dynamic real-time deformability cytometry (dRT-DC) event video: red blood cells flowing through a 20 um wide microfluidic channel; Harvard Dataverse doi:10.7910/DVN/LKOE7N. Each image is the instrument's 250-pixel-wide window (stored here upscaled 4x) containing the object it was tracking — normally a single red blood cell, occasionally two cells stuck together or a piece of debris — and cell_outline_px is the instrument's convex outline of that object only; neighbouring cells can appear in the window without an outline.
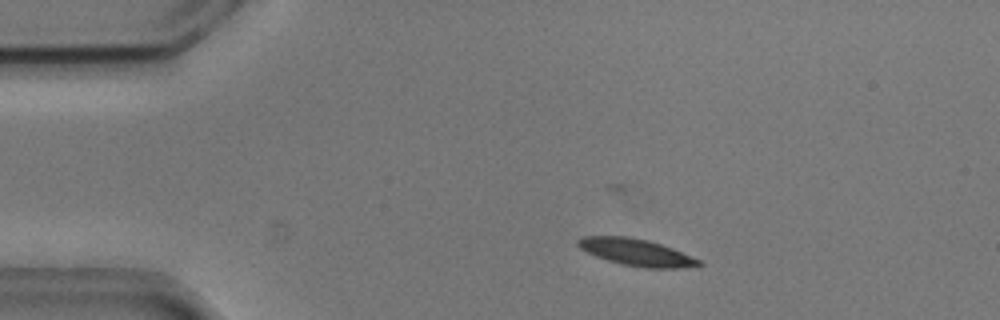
{"species": "common noctule bat (a hibernating species)", "species_latin": "Nyctalus noctula", "temperature_condition": "cold", "stored_images_in_passage": 53, "camera_frame_rate_fps": 3000, "um_per_image_px": 0.085, "animal": {"sex": "male", "body_mass_g": 20.5, "forearm_length_mm": 52.5}, "frame": {"image": 1, "passage_image": 9, "time_ms": 2.667, "image_size_px": [1000, 320], "cell_outline_px": [[704, 264], [680, 268], [644, 268], [624, 264], [608, 260], [596, 256], [580, 248], [576, 244], [576, 240], [584, 236], [628, 236], [648, 240], [672, 248], [700, 260]], "centroid_in_image_um": [54.07, 21.43], "position_along_channel_um": 30.9, "area_um2": 18.73}}
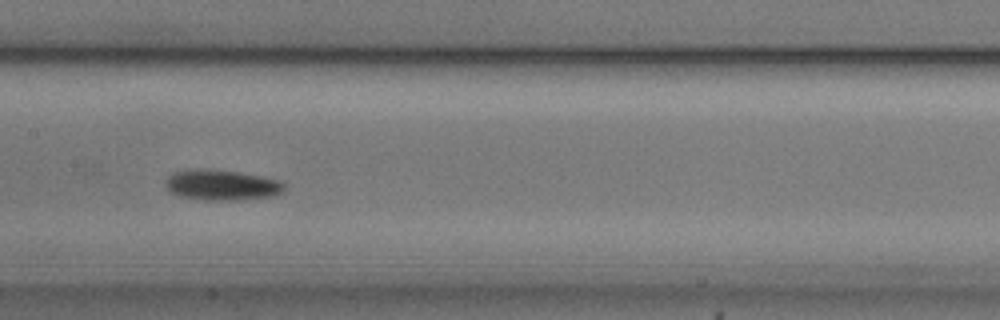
{"frame": {"image": 2, "passage_image": 26, "time_ms": 8.333, "image_size_px": [1000, 320], "cell_outline_px": [[284, 188], [280, 192], [272, 196], [240, 200], [204, 200], [180, 196], [168, 192], [168, 176], [172, 172], [200, 168], [240, 172], [280, 180], [284, 184]], "centroid_in_image_um": [18.84, 15.73], "position_along_channel_um": 188.6, "area_um2": 20.98}}
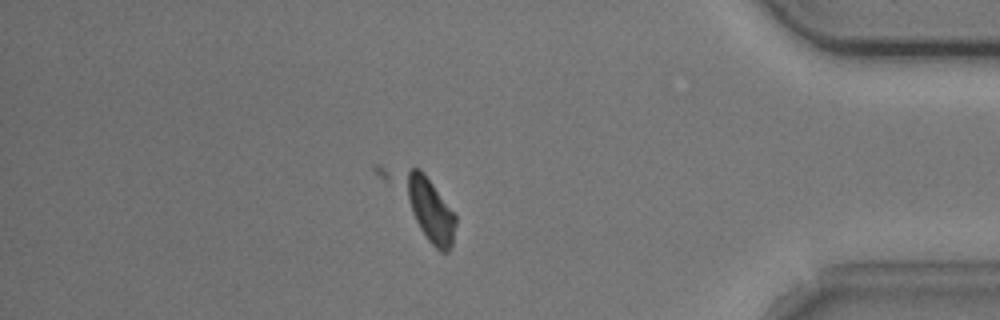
{"frame": {"image": 3, "passage_image": 46, "time_ms": 15.0, "image_size_px": [1000, 320], "cell_outline_px": [[456, 224], [452, 244], [448, 252], [440, 252], [428, 240], [420, 228], [412, 212], [400, 176], [412, 168], [420, 168], [424, 172], [456, 216]], "centroid_in_image_um": [36.53, 17.8], "position_along_channel_um": 398.7, "area_um2": 18.5}, "authors_computed_cell_mechanics": {"area_um2": 19.0162, "velocity_mm_per_s": 3.6713, "shape_relaxation_time_tau1_ms": 2.096, "shape_relaxation_time_tau2_ms": null, "deformation_change_tau1": 0.1008, "deformation_change_tau2": null}}